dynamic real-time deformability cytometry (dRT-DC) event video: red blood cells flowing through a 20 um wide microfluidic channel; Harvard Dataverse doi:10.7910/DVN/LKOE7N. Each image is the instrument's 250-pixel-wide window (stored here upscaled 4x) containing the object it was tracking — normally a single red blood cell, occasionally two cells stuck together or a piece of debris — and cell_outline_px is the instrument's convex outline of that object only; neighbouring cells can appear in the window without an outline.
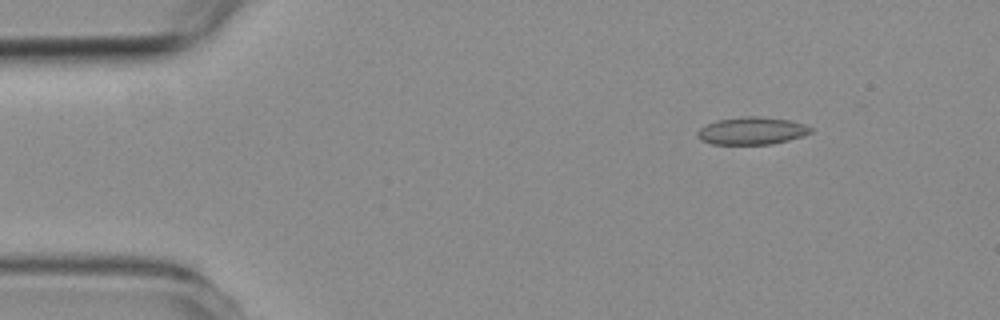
{"species": "common noctule bat (a hibernating species)", "species_latin": "Nyctalus noctula", "temperature_condition": "room temperature", "stored_images_in_passage": 4, "camera_frame_rate_fps": 3000, "um_per_image_px": 0.085, "animal": {"sex": "female", "body_mass_g": 19.3, "forearm_length_mm": 54.1}, "frame": {"image": 1, "passage_image": 1, "time_ms": 0.0, "image_size_px": [1000, 320], "cell_outline_px": [[812, 132], [804, 136], [772, 144], [712, 144], [700, 140], [696, 136], [696, 132], [700, 128], [716, 120], [744, 116], [756, 116], [788, 120], [804, 124], [812, 128]], "centroid_in_image_um": [63.89, 11.12], "position_along_channel_um": 21.1, "area_um2": 18.15}}